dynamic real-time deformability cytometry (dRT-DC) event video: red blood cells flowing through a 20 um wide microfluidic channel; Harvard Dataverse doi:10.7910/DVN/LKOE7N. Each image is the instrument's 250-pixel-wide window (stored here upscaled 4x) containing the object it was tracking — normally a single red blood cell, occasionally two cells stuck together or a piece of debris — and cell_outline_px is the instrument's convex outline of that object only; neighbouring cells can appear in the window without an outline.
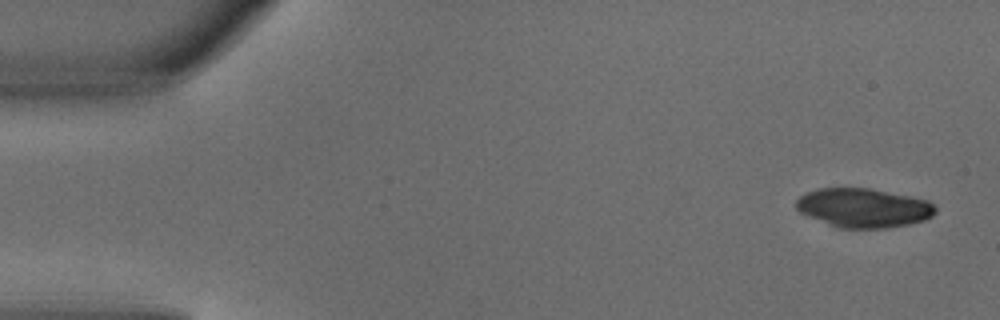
{"species": "common noctule bat (a hibernating species)", "species_latin": "Nyctalus noctula", "temperature_condition": "warm", "stored_images_in_passage": 4, "camera_frame_rate_fps": 3000, "um_per_image_px": 0.085, "animal": {"sex": "male", "body_mass_g": 18.8}, "frame": {"image": 1, "passage_image": 1, "time_ms": 0.0, "image_size_px": [1000, 320], "cell_outline_px": [[936, 212], [932, 216], [924, 220], [908, 224], [888, 228], [836, 228], [800, 212], [796, 208], [796, 200], [800, 196], [808, 192], [820, 188], [868, 188], [928, 200], [936, 208]], "centroid_in_image_um": [73.39, 17.68], "position_along_channel_um": 11.6, "area_um2": 31.56}}